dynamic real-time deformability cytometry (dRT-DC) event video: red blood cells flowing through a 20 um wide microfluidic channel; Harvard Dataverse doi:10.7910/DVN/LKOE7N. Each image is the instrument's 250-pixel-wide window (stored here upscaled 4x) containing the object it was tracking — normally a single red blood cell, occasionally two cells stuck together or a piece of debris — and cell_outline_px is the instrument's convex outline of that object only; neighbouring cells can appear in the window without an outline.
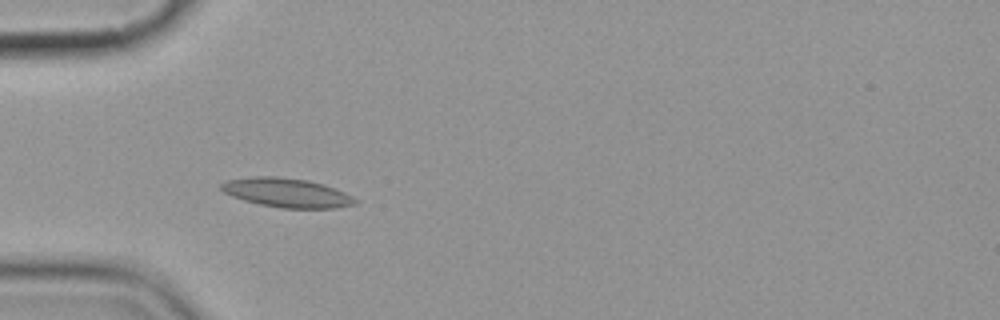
{"species": "common noctule bat (a hibernating species)", "species_latin": "Nyctalus noctula", "temperature_condition": "cold", "stored_images_in_passage": 6, "camera_frame_rate_fps": 3000, "um_per_image_px": 0.085, "animal": {"sex": "female", "body_mass_g": 19.9}, "frame": {"image": 1, "passage_image": 5, "time_ms": 4.667, "image_size_px": [1000, 320], "cell_outline_px": [[356, 204], [336, 208], [280, 208], [260, 204], [244, 200], [232, 196], [224, 192], [220, 188], [220, 184], [228, 180], [256, 176], [276, 176], [308, 180], [324, 184], [344, 192], [352, 196], [356, 200]], "centroid_in_image_um": [24.38, 16.38], "position_along_channel_um": 60.6, "area_um2": 22.66}}
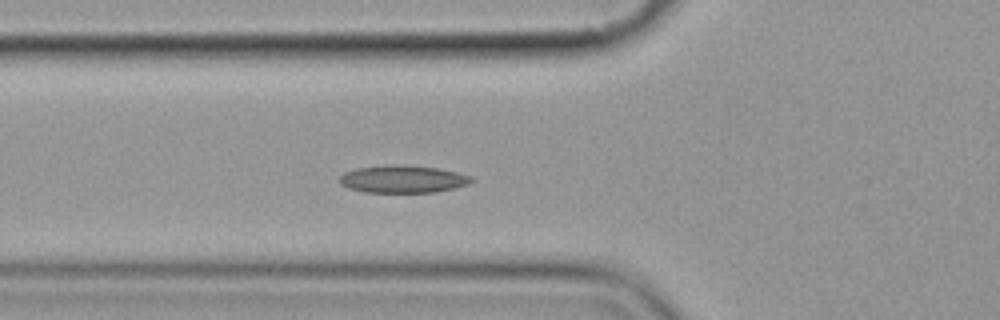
{"frame": {"image": 2, "passage_image": 6, "time_ms": 5.667, "image_size_px": [1000, 320], "cell_outline_px": [[476, 180], [468, 184], [436, 192], [364, 192], [348, 188], [340, 184], [340, 176], [344, 172], [356, 168], [436, 168], [456, 172], [472, 176]], "centroid_in_image_um": [34.27, 15.28], "position_along_channel_um": 91.5, "area_um2": 19.88}}